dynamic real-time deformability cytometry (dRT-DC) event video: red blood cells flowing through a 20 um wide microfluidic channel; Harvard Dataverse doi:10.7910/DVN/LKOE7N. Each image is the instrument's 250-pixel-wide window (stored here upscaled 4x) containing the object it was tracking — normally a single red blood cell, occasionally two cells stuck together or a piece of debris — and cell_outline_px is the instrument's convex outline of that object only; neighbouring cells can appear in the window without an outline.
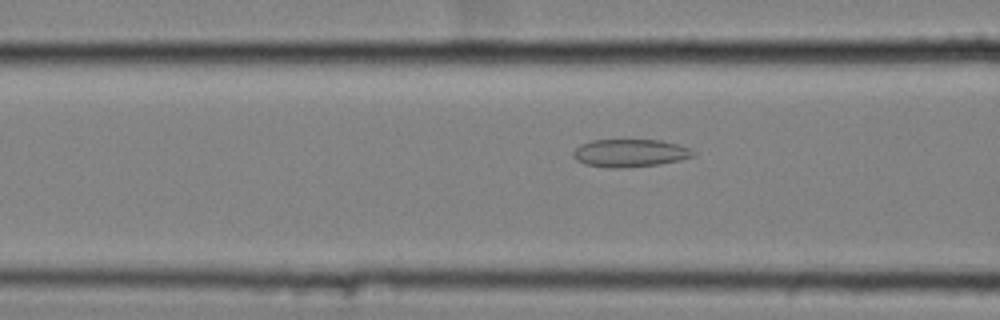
{"species": "common noctule bat (a hibernating species)", "species_latin": "Nyctalus noctula", "temperature_condition": "cold", "stored_images_in_passage": 51, "camera_frame_rate_fps": 3000, "um_per_image_px": 0.085, "animal": {"sex": "female", "body_mass_g": 25.1}, "frame": {"image": 1, "passage_image": 17, "time_ms": 5.333, "image_size_px": [1000, 320], "cell_outline_px": [[696, 156], [680, 160], [660, 164], [628, 168], [612, 168], [584, 164], [576, 160], [572, 156], [572, 152], [580, 144], [592, 140], [660, 140], [676, 144], [688, 148], [696, 152]], "centroid_in_image_um": [53.54, 13.02], "position_along_channel_um": 113.1, "area_um2": 19.59}}
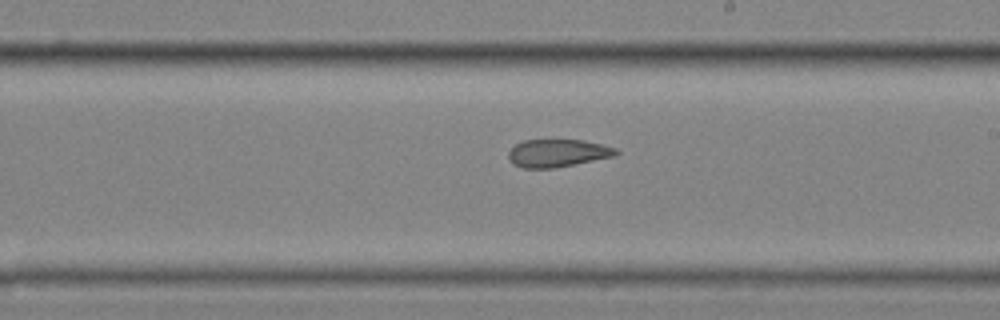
{"frame": {"image": 2, "passage_image": 28, "time_ms": 9.0, "image_size_px": [1000, 320], "cell_outline_px": [[620, 152], [616, 156], [552, 168], [524, 168], [512, 164], [508, 160], [508, 152], [516, 144], [524, 140], [584, 140], [616, 148]], "centroid_in_image_um": [47.38, 13.01], "position_along_channel_um": 241.6, "area_um2": 17.34}}
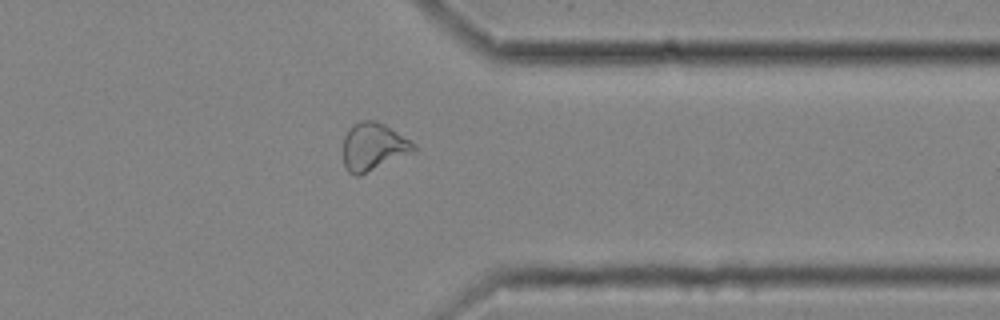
{"frame": {"image": 3, "passage_image": 40, "time_ms": 13.0, "image_size_px": [1000, 320], "cell_outline_px": [[416, 148], [412, 152], [360, 176], [356, 176], [348, 172], [344, 164], [344, 136], [352, 124], [360, 120], [376, 120], [384, 124], [416, 144]], "centroid_in_image_um": [31.71, 12.46], "position_along_channel_um": 379.7, "area_um2": 19.48}, "authors_computed_cell_mechanics": {"area_um2": 19.5942, "velocity_mm_per_s": 3.509, "shape_relaxation_time_tau1_ms": null, "shape_relaxation_time_tau2_ms": 2.1951, "deformation_change_tau1": null, "deformation_change_tau2": 0.098}}